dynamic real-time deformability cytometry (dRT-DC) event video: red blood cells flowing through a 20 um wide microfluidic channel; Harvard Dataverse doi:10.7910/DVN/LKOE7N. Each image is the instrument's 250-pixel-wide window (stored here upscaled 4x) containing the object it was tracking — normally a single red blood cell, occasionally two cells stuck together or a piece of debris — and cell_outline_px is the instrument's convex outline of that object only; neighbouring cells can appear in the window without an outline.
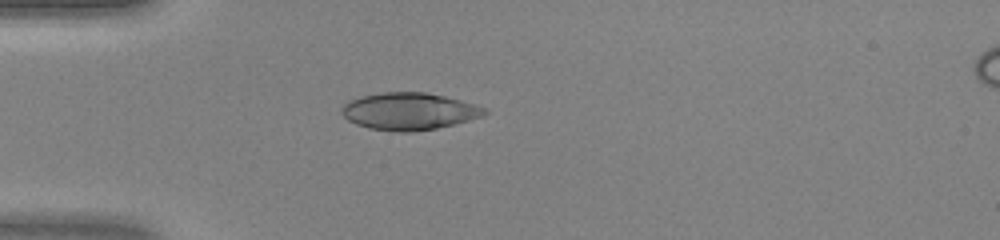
{"species": "human", "species_latin": "Homo sapiens", "temperature_condition": "warm", "stored_images_in_passage": 35, "camera_frame_rate_fps": 3000, "um_per_image_px": 0.085, "donor": {"sex": "female"}, "frame": {"image": 1, "passage_image": 2, "time_ms": 0.333, "image_size_px": [1000, 240], "cell_outline_px": [[488, 112], [480, 116], [468, 120], [436, 128], [412, 132], [400, 132], [368, 128], [356, 124], [348, 120], [340, 112], [340, 108], [348, 100], [360, 96], [380, 92], [424, 92], [444, 96], [460, 100], [488, 108]], "centroid_in_image_um": [34.72, 9.45], "position_along_channel_um": 50.3, "area_um2": 30.92}}
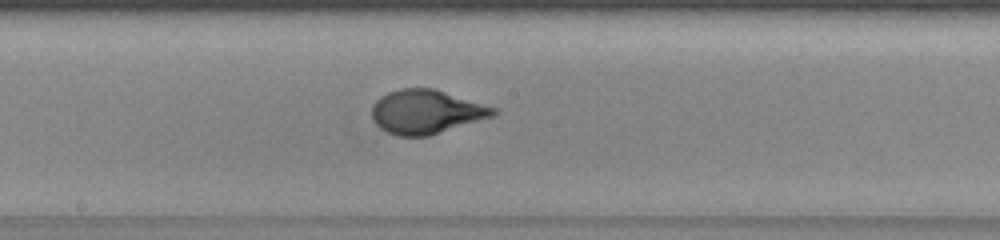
{"frame": {"image": 2, "passage_image": 14, "time_ms": 4.333, "image_size_px": [1000, 240], "cell_outline_px": [[500, 112], [496, 116], [428, 136], [396, 136], [380, 128], [376, 124], [372, 116], [372, 108], [376, 100], [380, 96], [388, 92], [400, 88], [436, 88], [496, 108]], "centroid_in_image_um": [36.26, 9.5], "position_along_channel_um": 211.9, "area_um2": 31.39}}
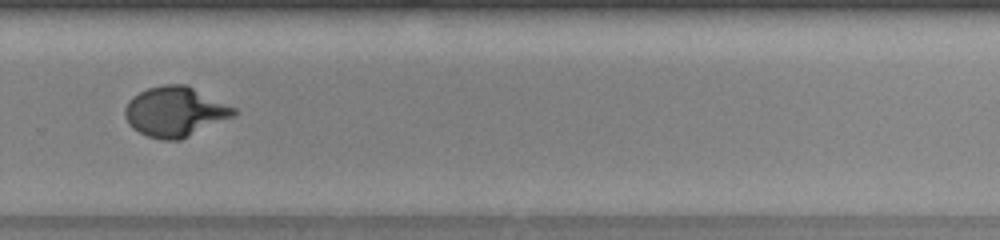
{"frame": {"image": 3, "passage_image": 21, "time_ms": 6.667, "image_size_px": [1000, 240], "cell_outline_px": [[240, 112], [236, 116], [180, 140], [164, 140], [148, 136], [132, 128], [128, 124], [124, 116], [124, 108], [128, 100], [132, 96], [148, 88], [164, 84], [188, 84], [236, 108]], "centroid_in_image_um": [14.91, 9.48], "position_along_channel_um": 314.9, "area_um2": 32.14}}